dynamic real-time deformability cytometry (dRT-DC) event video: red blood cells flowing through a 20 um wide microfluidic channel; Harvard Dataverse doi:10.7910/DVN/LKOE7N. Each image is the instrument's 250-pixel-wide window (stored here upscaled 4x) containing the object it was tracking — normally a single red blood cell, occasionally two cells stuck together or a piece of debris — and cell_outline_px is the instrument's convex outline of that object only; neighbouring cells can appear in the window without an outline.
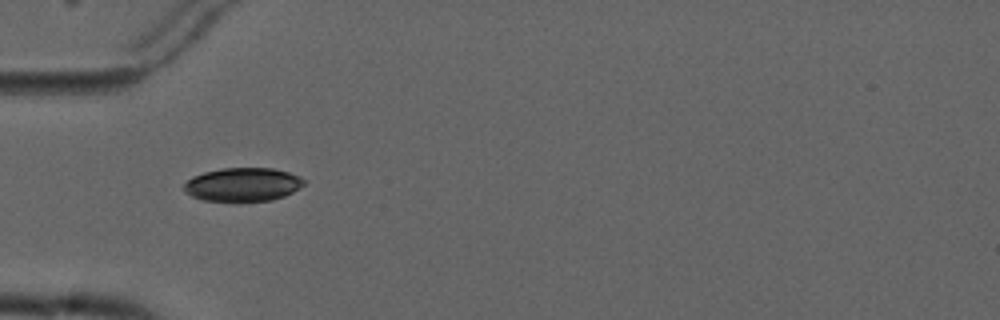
{"species": "common noctule bat (a hibernating species)", "species_latin": "Nyctalus noctula", "temperature_condition": "cold", "stored_images_in_passage": 6, "camera_frame_rate_fps": 3000, "um_per_image_px": 0.085, "animal": {"sex": "male", "forearm_length_mm": 52.5}, "frame": {"image": 1, "passage_image": 5, "time_ms": 4.667, "image_size_px": [1000, 320], "cell_outline_px": [[304, 184], [292, 192], [284, 196], [272, 200], [204, 200], [192, 196], [184, 192], [184, 184], [192, 176], [204, 172], [224, 168], [272, 168], [288, 172], [300, 176], [304, 180]], "centroid_in_image_um": [20.63, 15.66], "position_along_channel_um": 64.4, "area_um2": 23.12}}
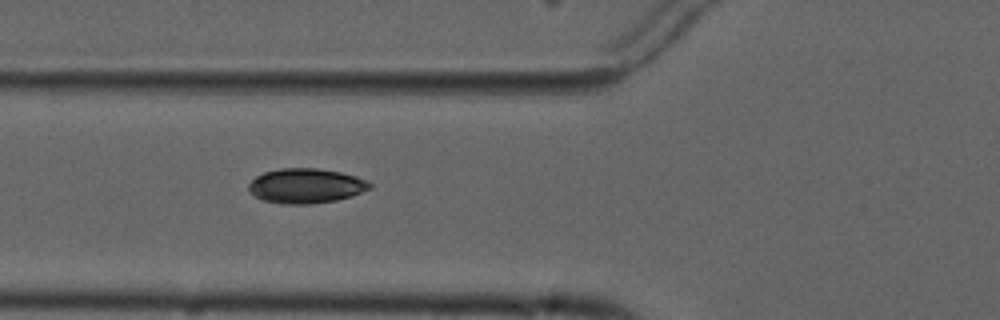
{"frame": {"image": 2, "passage_image": 6, "time_ms": 5.667, "image_size_px": [1000, 320], "cell_outline_px": [[372, 188], [352, 196], [336, 200], [308, 204], [284, 204], [264, 200], [256, 196], [248, 188], [248, 184], [256, 176], [264, 172], [280, 168], [316, 168], [340, 172], [356, 176], [368, 180], [372, 184]], "centroid_in_image_um": [26.04, 15.79], "position_along_channel_um": 99.8, "area_um2": 24.51}}